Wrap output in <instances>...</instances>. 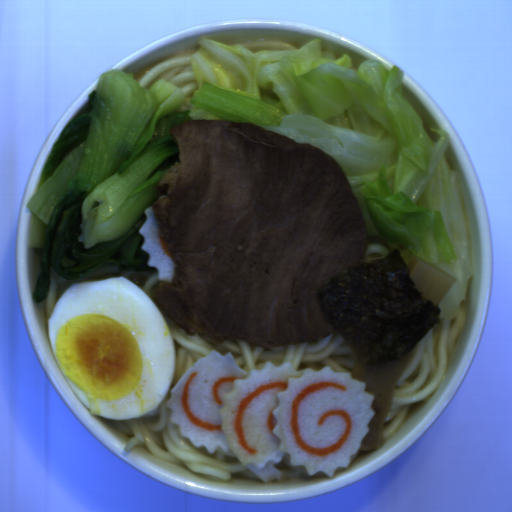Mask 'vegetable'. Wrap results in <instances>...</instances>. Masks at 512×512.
I'll return each mask as SVG.
<instances>
[{
  "instance_id": "1",
  "label": "vegetable",
  "mask_w": 512,
  "mask_h": 512,
  "mask_svg": "<svg viewBox=\"0 0 512 512\" xmlns=\"http://www.w3.org/2000/svg\"><path fill=\"white\" fill-rule=\"evenodd\" d=\"M191 58L198 83L186 95L166 80L141 87L111 68L51 146L27 200L29 250L39 251L32 292L46 301L51 269L57 303L76 282L121 278L142 289L157 272L139 232L165 172L180 164L171 129L191 120L254 123L309 143L336 159L363 213L369 244L399 249L455 276L438 304L452 320L475 268L463 183L446 151L451 137L430 128L403 93L405 70L322 50L250 49L201 37Z\"/></svg>"
}]
</instances>
